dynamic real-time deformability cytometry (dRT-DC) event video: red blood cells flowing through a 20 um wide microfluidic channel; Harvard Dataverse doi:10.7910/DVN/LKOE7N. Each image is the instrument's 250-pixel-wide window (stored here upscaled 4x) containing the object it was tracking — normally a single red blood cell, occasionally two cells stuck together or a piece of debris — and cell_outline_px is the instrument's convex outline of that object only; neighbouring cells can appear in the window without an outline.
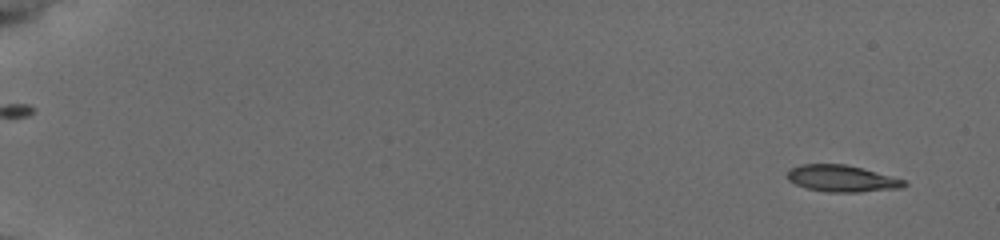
{"species": "common noctule bat (a hibernating species)", "species_latin": "Nyctalus noctula", "temperature_condition": "cold", "stored_images_in_passage": 55, "camera_frame_rate_fps": 3000, "um_per_image_px": 0.085, "animal": {"sex": "female", "body_mass_g": 19.5, "forearm_length_mm": 54.1}, "frame": {"image": 1, "passage_image": 3, "time_ms": 0.667, "image_size_px": [1000, 240], "cell_outline_px": [[908, 184], [900, 188], [860, 192], [828, 192], [808, 188], [796, 184], [788, 180], [788, 172], [792, 168], [800, 164], [844, 164], [876, 172], [904, 180]], "centroid_in_image_um": [71.55, 15.18], "position_along_channel_um": 13.5, "area_um2": 17.8}}
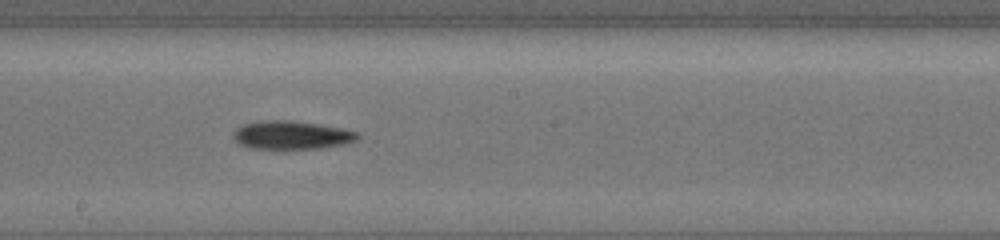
{"frame": {"image": 2, "passage_image": 33, "time_ms": 10.667, "image_size_px": [1000, 240], "cell_outline_px": [[360, 136], [356, 140], [344, 144], [320, 148], [252, 148], [240, 144], [232, 136], [232, 132], [236, 128], [244, 124], [264, 120], [292, 120], [340, 128], [356, 132]], "centroid_in_image_um": [24.75, 11.47], "position_along_channel_um": 223.4, "area_um2": 20.23}}
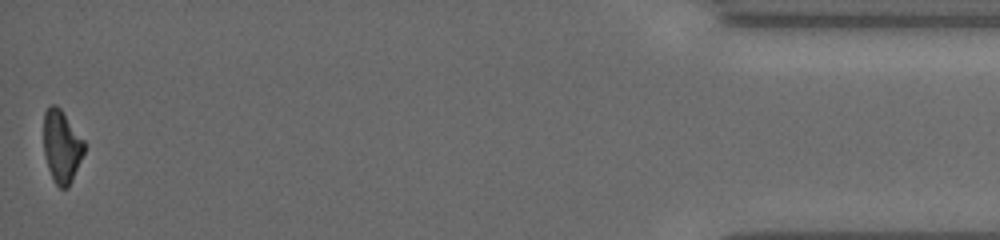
{"frame": {"image": 3, "passage_image": 55, "time_ms": 18.0, "image_size_px": [1000, 240], "cell_outline_px": [[84, 152], [72, 180], [68, 188], [60, 188], [52, 180], [48, 168], [44, 152], [44, 112], [52, 104], [56, 104], [60, 108], [84, 140]], "centroid_in_image_um": [5.23, 12.45], "position_along_channel_um": 430.0, "area_um2": 17.05}, "authors_computed_cell_mechanics": {"area_um2": 18.9584, "velocity_mm_per_s": 3.837, "shape_relaxation_time_tau1_ms": 4.7121, "shape_relaxation_time_tau2_ms": null, "deformation_change_tau1": 0.1486, "deformation_change_tau2": null}}